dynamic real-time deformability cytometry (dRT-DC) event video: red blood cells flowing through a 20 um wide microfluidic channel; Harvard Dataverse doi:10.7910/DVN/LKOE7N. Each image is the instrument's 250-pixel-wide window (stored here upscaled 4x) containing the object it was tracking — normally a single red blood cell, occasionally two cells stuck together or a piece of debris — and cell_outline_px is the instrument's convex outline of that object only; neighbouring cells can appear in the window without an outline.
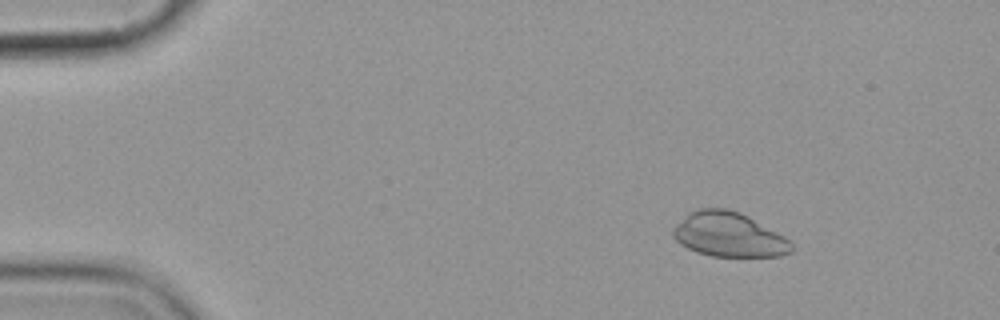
{"species": "common noctule bat (a hibernating species)", "species_latin": "Nyctalus noctula", "temperature_condition": "cold", "stored_images_in_passage": 5, "camera_frame_rate_fps": 3000, "um_per_image_px": 0.085, "animal": {"sex": "female", "body_mass_g": 19.9}, "frame": {"image": 1, "passage_image": 3, "time_ms": 2.333, "image_size_px": [1000, 320], "cell_outline_px": [[792, 252], [780, 256], [712, 256], [696, 252], [680, 244], [672, 236], [672, 228], [688, 212], [700, 208], [724, 208], [740, 212], [748, 216], [784, 236], [792, 244]], "centroid_in_image_um": [61.91, 19.94], "position_along_channel_um": 23.1, "area_um2": 30.69}}